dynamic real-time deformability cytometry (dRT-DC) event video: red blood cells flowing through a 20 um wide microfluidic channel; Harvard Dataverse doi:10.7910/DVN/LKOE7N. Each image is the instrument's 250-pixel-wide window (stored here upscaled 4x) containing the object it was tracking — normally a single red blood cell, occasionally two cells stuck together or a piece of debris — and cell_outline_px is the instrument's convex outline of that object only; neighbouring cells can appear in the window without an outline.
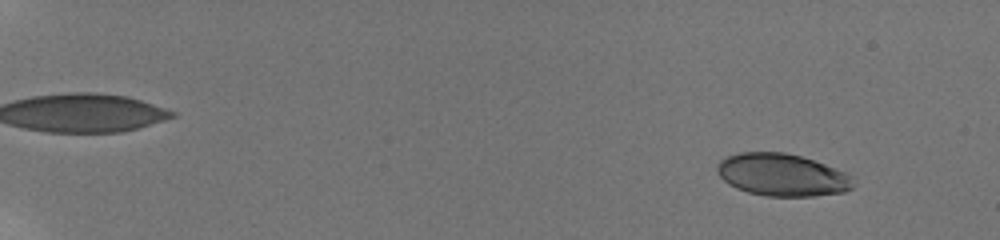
{"species": "human", "species_latin": "Homo sapiens", "temperature_condition": "room temperature", "stored_images_in_passage": 52, "camera_frame_rate_fps": 3000, "um_per_image_px": 0.085, "donor": {"sex": "male"}, "frame": {"image": 1, "passage_image": 6, "time_ms": 1.667, "image_size_px": [1000, 240], "cell_outline_px": [[852, 188], [844, 192], [816, 196], [764, 196], [748, 192], [736, 188], [728, 184], [716, 172], [716, 164], [720, 160], [728, 156], [740, 152], [784, 152], [800, 156], [824, 164], [844, 172], [852, 176]], "centroid_in_image_um": [66.44, 14.87], "position_along_channel_um": 18.6, "area_um2": 33.58}}
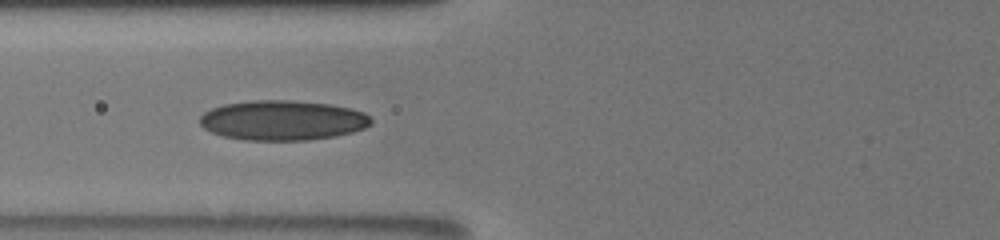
{"frame": {"image": 2, "passage_image": 24, "time_ms": 8.667, "image_size_px": [1000, 240], "cell_outline_px": [[372, 124], [364, 128], [352, 132], [336, 136], [308, 140], [244, 140], [224, 136], [212, 132], [204, 128], [200, 124], [200, 116], [204, 112], [212, 108], [224, 104], [252, 100], [288, 100], [328, 104], [352, 108], [364, 112], [372, 120]], "centroid_in_image_um": [24.03, 10.23], "position_along_channel_um": 101.8, "area_um2": 39.82}}
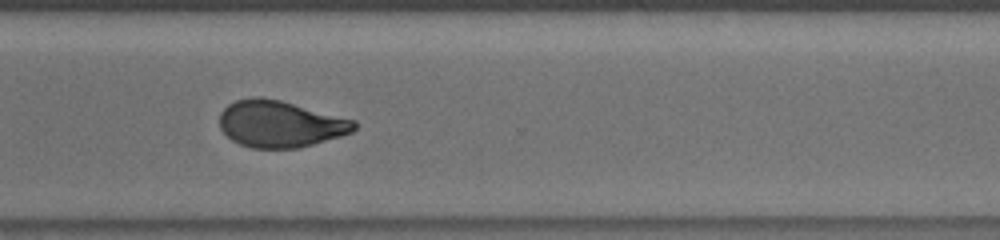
{"frame": {"image": 3, "passage_image": 42, "time_ms": 15.0, "image_size_px": [1000, 240], "cell_outline_px": [[356, 128], [352, 132], [340, 136], [312, 144], [296, 148], [252, 148], [240, 144], [232, 140], [220, 128], [220, 112], [228, 104], [236, 100], [252, 96], [260, 96], [280, 100], [356, 120]], "centroid_in_image_um": [23.8, 10.52], "position_along_channel_um": 346.8, "area_um2": 36.53}, "authors_computed_cell_mechanics": {"area_um2": 36.4718, "velocity_mm_per_s": 3.8731, "shape_relaxation_time_tau1_ms": 9.3016, "shape_relaxation_time_tau2_ms": 1.8188, "deformation_change_tau1": 0.2184, "deformation_change_tau2": 0.0794}}